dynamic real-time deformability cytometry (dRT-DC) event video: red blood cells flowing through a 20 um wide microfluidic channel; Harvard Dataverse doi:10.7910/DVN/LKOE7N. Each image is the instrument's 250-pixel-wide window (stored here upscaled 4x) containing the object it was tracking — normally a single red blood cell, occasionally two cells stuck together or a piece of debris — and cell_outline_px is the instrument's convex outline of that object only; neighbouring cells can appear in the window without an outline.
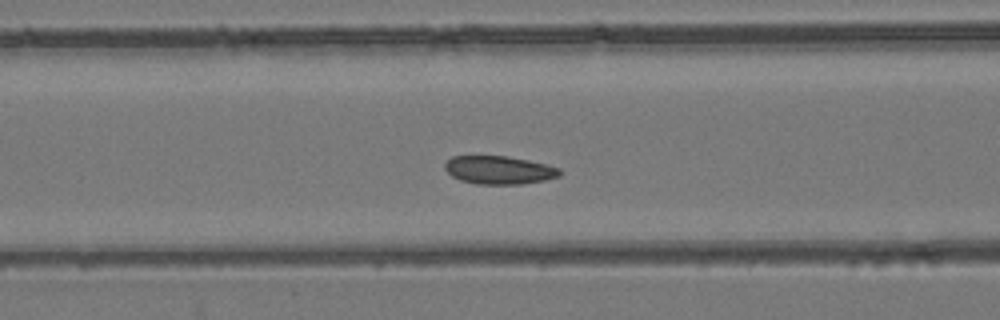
{"species": "common noctule bat (a hibernating species)", "species_latin": "Nyctalus noctula", "temperature_condition": "room temperature", "stored_images_in_passage": 54, "camera_frame_rate_fps": 3000, "um_per_image_px": 0.085, "animal": {"sex": "female", "body_mass_g": 24.6, "forearm_length_mm": 56.2}, "frame": {"image": 1, "passage_image": 23, "time_ms": 7.333, "image_size_px": [1000, 320], "cell_outline_px": [[560, 176], [544, 180], [520, 184], [476, 184], [460, 180], [452, 176], [444, 168], [444, 164], [452, 156], [508, 156], [548, 164], [560, 168]], "centroid_in_image_um": [42.42, 14.45], "position_along_channel_um": 124.2, "area_um2": 18.9}}
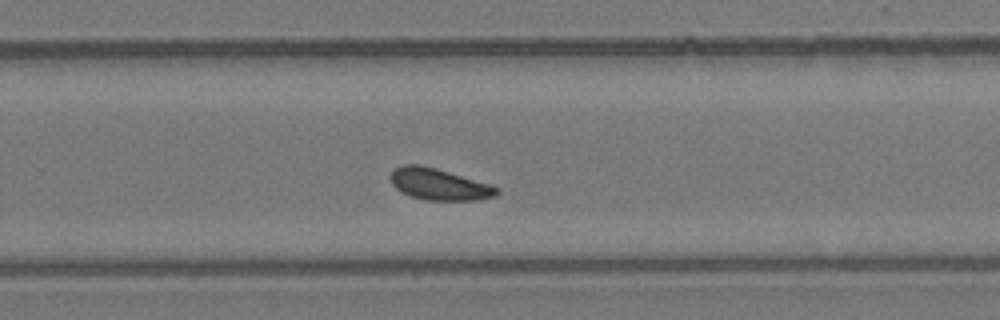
{"frame": {"image": 2, "passage_image": 36, "time_ms": 11.667, "image_size_px": [1000, 320], "cell_outline_px": [[500, 192], [496, 196], [476, 200], [428, 200], [412, 196], [400, 192], [392, 184], [388, 176], [392, 168], [400, 164], [420, 164], [436, 168], [488, 184], [500, 188]], "centroid_in_image_um": [37.25, 15.65], "position_along_channel_um": 292.5, "area_um2": 19.65}}
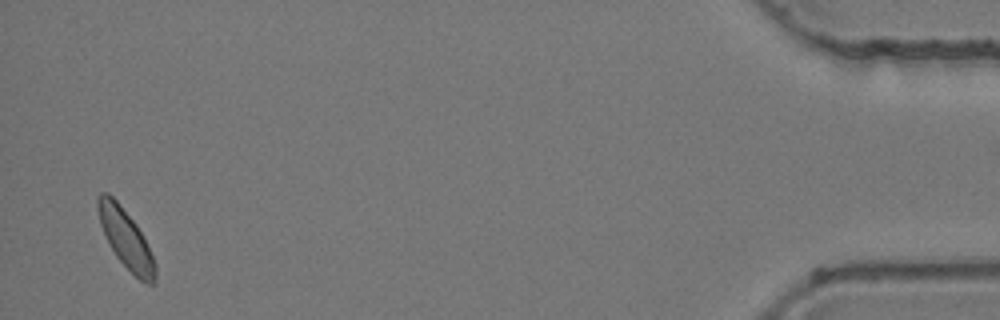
{"frame": {"image": 3, "passage_image": 53, "time_ms": 17.333, "image_size_px": [1000, 320], "cell_outline_px": [[156, 284], [144, 284], [116, 256], [100, 224], [96, 204], [96, 196], [100, 192], [108, 192], [116, 200], [136, 224], [156, 264]], "centroid_in_image_um": [10.68, 20.28], "position_along_channel_um": 424.5, "area_um2": 19.25}, "authors_computed_cell_mechanics": {"area_um2": 19.5653, "velocity_mm_per_s": 3.8902, "shape_relaxation_time_tau1_ms": 2.9113, "shape_relaxation_time_tau2_ms": null, "deformation_change_tau1": 0.0515, "deformation_change_tau2": null}}